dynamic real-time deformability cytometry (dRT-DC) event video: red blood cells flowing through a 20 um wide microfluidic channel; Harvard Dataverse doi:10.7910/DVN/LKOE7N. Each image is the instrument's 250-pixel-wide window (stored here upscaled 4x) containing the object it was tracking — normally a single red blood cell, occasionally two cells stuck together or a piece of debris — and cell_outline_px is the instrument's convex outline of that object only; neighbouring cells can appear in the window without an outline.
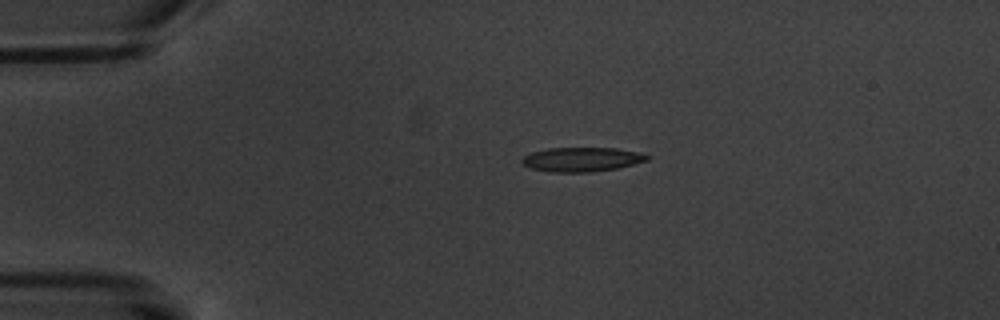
{"species": "common noctule bat (a hibernating species)", "species_latin": "Nyctalus noctula", "temperature_condition": "warm", "stored_images_in_passage": 4, "camera_frame_rate_fps": 3000, "um_per_image_px": 0.085, "animal": {"sex": "male", "body_mass_g": 20.1, "forearm_length_mm": 53.5}, "frame": {"image": 1, "passage_image": 3, "time_ms": 2.333, "image_size_px": [1000, 320], "cell_outline_px": [[648, 160], [616, 168], [588, 172], [552, 172], [532, 168], [524, 164], [520, 160], [524, 156], [532, 152], [548, 148], [616, 148], [640, 152], [648, 156]], "centroid_in_image_um": [49.44, 13.54], "position_along_channel_um": 35.6, "area_um2": 17.46}}